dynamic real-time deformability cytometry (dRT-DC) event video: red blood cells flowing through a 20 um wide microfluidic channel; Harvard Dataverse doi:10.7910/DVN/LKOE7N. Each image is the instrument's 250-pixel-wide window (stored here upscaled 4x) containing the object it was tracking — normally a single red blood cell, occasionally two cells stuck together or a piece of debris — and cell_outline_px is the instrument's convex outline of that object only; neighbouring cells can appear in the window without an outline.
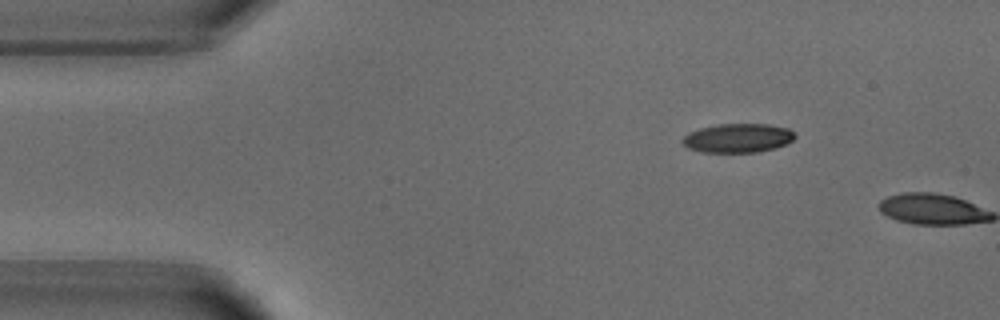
{"species": "common noctule bat (a hibernating species)", "species_latin": "Nyctalus noctula", "temperature_condition": "warm", "stored_images_in_passage": 2, "camera_frame_rate_fps": 3000, "um_per_image_px": 0.085, "animal": {"sex": "male", "body_mass_g": 18.8}, "frame": {"image": 1, "passage_image": 1, "time_ms": 0.0, "image_size_px": [1000, 320], "cell_outline_px": [[796, 136], [788, 144], [776, 148], [756, 152], [704, 152], [688, 148], [680, 140], [688, 132], [700, 128], [716, 124], [768, 124], [788, 128], [796, 132]], "centroid_in_image_um": [62.74, 11.73], "position_along_channel_um": 22.3, "area_um2": 19.19}}